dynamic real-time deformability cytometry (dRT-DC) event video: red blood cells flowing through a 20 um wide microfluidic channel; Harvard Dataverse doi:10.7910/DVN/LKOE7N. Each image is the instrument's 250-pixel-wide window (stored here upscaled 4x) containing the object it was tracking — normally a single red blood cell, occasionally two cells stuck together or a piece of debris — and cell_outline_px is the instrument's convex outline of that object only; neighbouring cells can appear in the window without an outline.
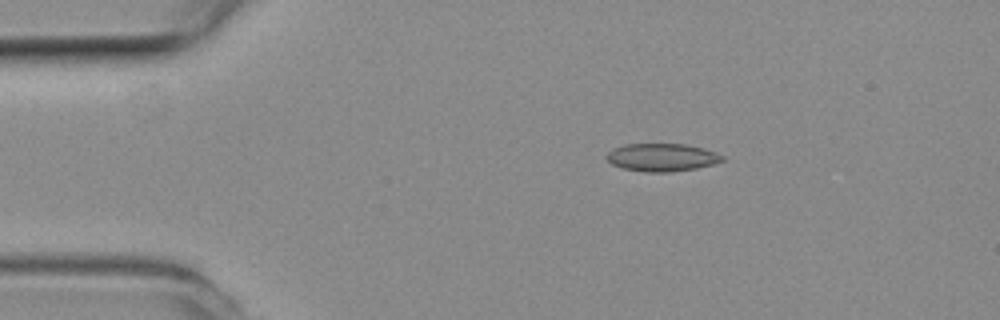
{"species": "common noctule bat (a hibernating species)", "species_latin": "Nyctalus noctula", "temperature_condition": "room temperature", "stored_images_in_passage": 55, "camera_frame_rate_fps": 3000, "um_per_image_px": 0.085, "animal": {"sex": "female", "body_mass_g": 19.3, "forearm_length_mm": 54.1}, "frame": {"image": 1, "passage_image": 10, "time_ms": 3.0, "image_size_px": [1000, 320], "cell_outline_px": [[724, 160], [712, 164], [696, 168], [672, 172], [644, 172], [624, 168], [612, 164], [604, 156], [612, 148], [624, 144], [688, 144], [704, 148], [716, 152], [724, 156]], "centroid_in_image_um": [56.26, 13.37], "position_along_channel_um": 28.7, "area_um2": 18.9}}
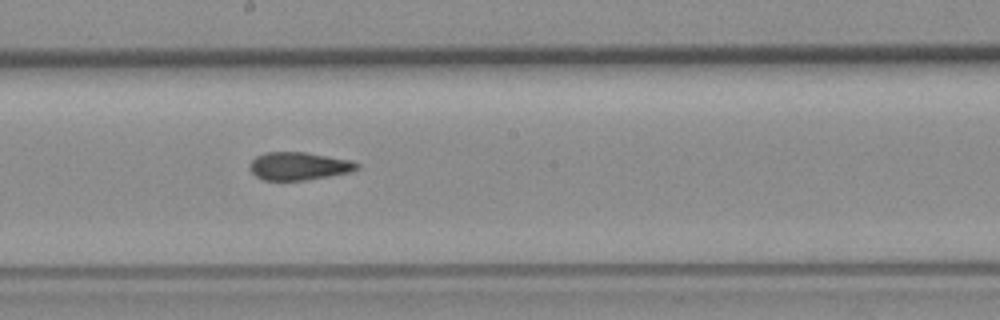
{"frame": {"image": 2, "passage_image": 30, "time_ms": 9.667, "image_size_px": [1000, 320], "cell_outline_px": [[360, 168], [352, 172], [304, 180], [264, 180], [256, 176], [248, 168], [248, 164], [256, 156], [264, 152], [304, 152], [352, 160], [360, 164]], "centroid_in_image_um": [25.4, 14.11], "position_along_channel_um": 222.8, "area_um2": 17.57}}
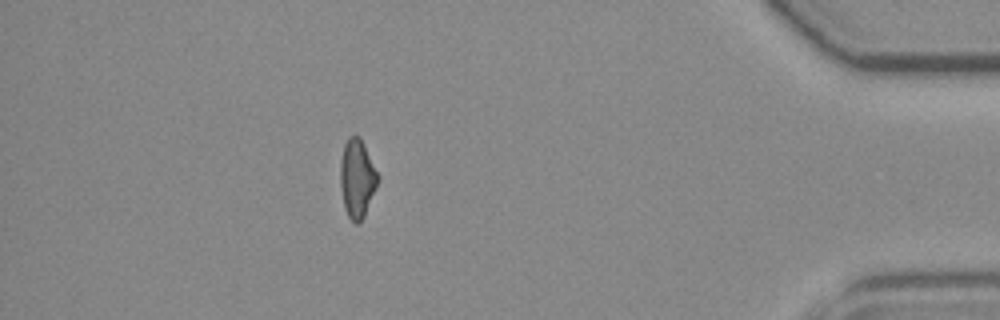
{"frame": {"image": 3, "passage_image": 49, "time_ms": 16.0, "image_size_px": [1000, 320], "cell_outline_px": [[380, 180], [364, 216], [356, 224], [348, 216], [344, 208], [340, 188], [340, 160], [344, 144], [348, 136], [360, 136], [380, 176]], "centroid_in_image_um": [30.36, 15.14], "position_along_channel_um": 404.8, "area_um2": 17.4}, "authors_computed_cell_mechanics": {"area_um2": 18.0336, "velocity_mm_per_s": 3.7064, "shape_relaxation_time_tau1_ms": null, "shape_relaxation_time_tau2_ms": 3.0019, "deformation_change_tau1": null, "deformation_change_tau2": 0.0963}}